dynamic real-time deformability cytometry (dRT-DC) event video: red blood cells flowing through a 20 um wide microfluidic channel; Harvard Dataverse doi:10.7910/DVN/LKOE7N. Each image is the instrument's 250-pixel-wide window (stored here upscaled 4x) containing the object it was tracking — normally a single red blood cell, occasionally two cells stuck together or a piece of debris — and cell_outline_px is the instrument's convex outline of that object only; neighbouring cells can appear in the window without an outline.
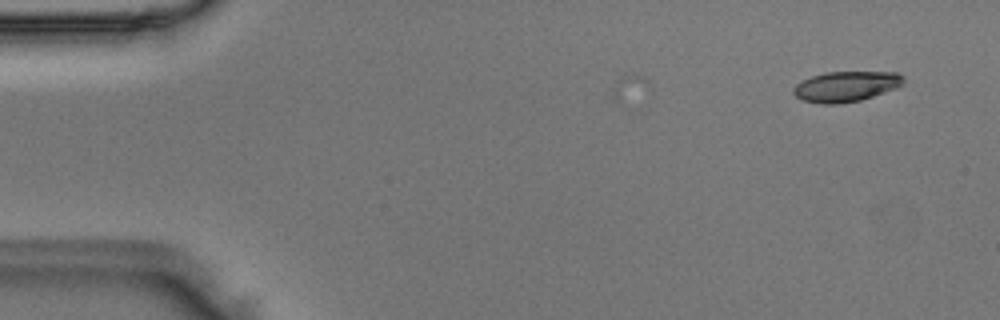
{"species": "Egyptian fruit bat (a non-hibernating species)", "species_latin": "Rousettus aegyptiacus", "temperature_condition": "room temperature", "stored_images_in_passage": 4, "camera_frame_rate_fps": 3000, "um_per_image_px": 0.085, "animal": {"sex": "male"}, "frame": {"image": 1, "passage_image": 1, "time_ms": 0.0, "image_size_px": [1000, 320], "cell_outline_px": [[904, 84], [896, 88], [860, 100], [840, 104], [820, 104], [800, 100], [792, 92], [792, 88], [800, 80], [824, 72], [896, 72], [904, 76]], "centroid_in_image_um": [71.87, 7.35], "position_along_channel_um": 13.1, "area_um2": 19.71}}